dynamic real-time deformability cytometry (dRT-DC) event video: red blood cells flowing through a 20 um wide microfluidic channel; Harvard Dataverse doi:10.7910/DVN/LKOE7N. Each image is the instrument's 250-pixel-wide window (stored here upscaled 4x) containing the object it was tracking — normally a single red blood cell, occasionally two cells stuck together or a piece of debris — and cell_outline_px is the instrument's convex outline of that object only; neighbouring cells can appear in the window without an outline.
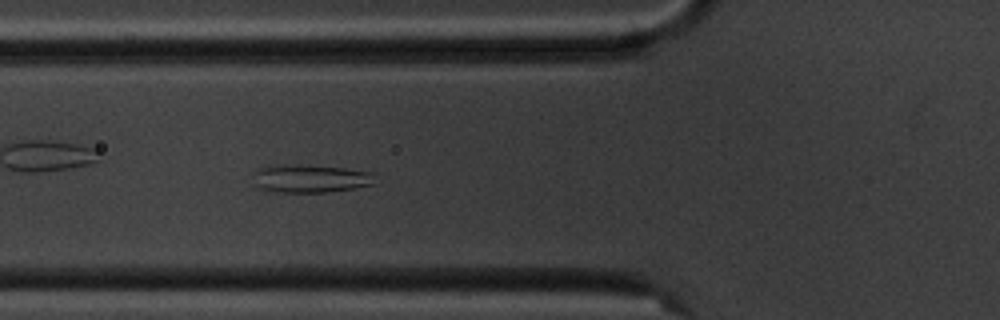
{"species": "common noctule bat (a hibernating species)", "species_latin": "Nyctalus noctula", "temperature_condition": "cold", "stored_images_in_passage": 12, "camera_frame_rate_fps": 3000, "um_per_image_px": 0.085, "animal": {"sex": "male", "body_mass_g": 20.1, "forearm_length_mm": 53.5}, "frame": {"image": 1, "passage_image": 12, "time_ms": 1672.0, "image_size_px": [1000, 320], "cell_outline_px": [[376, 184], [356, 188], [328, 192], [260, 192], [252, 184], [252, 172], [268, 164], [300, 164], [344, 168], [376, 172]], "centroid_in_image_um": [26.31, 15.18], "position_along_channel_um": 99.5, "area_um2": 21.1}}